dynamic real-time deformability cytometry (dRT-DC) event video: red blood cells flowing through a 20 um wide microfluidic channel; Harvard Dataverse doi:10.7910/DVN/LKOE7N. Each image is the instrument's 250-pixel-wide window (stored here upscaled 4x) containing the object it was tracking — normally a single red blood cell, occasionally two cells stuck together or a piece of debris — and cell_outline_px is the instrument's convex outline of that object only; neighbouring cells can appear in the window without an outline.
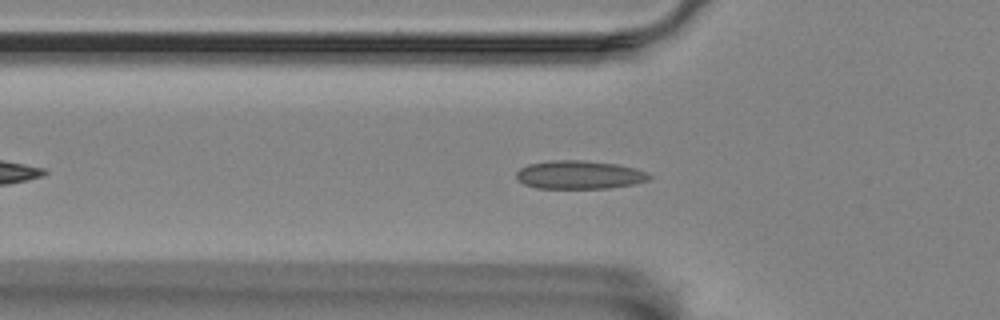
{"species": "Egyptian fruit bat (a non-hibernating species)", "species_latin": "Rousettus aegyptiacus", "temperature_condition": "room temperature", "stored_images_in_passage": 45, "camera_frame_rate_fps": 3000, "um_per_image_px": 0.085, "animal": {"sex": "female"}, "frame": {"image": 1, "passage_image": 10, "time_ms": 3.0, "image_size_px": [1000, 320], "cell_outline_px": [[652, 176], [648, 180], [636, 184], [608, 188], [536, 188], [524, 184], [516, 180], [516, 172], [520, 168], [528, 164], [552, 160], [584, 160], [616, 164], [636, 168]], "centroid_in_image_um": [49.22, 14.86], "position_along_channel_um": 76.6, "area_um2": 22.08}}
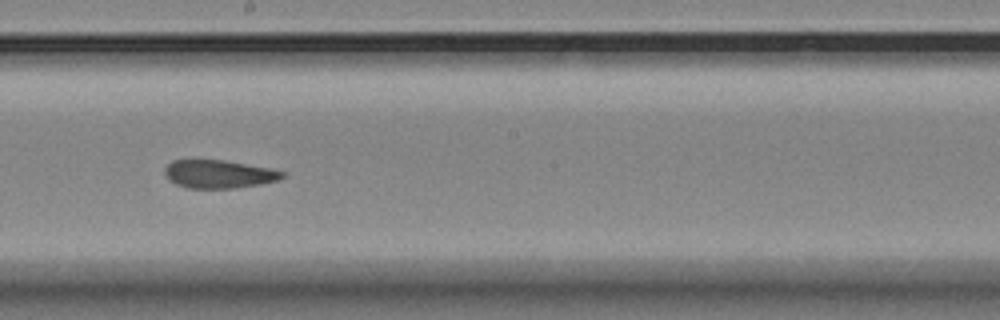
{"frame": {"image": 2, "passage_image": 23, "time_ms": 7.333, "image_size_px": [1000, 320], "cell_outline_px": [[288, 176], [280, 180], [260, 184], [236, 188], [188, 188], [176, 184], [168, 180], [164, 172], [164, 168], [172, 160], [224, 160], [272, 168], [284, 172]], "centroid_in_image_um": [18.64, 14.8], "position_along_channel_um": 229.6, "area_um2": 19.54}}
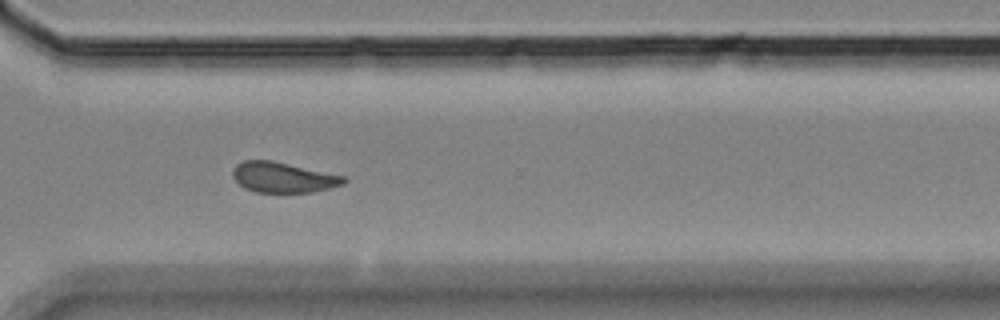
{"frame": {"image": 3, "passage_image": 33, "time_ms": 10.667, "image_size_px": [1000, 320], "cell_outline_px": [[348, 180], [344, 184], [312, 192], [256, 192], [244, 188], [232, 176], [232, 172], [236, 164], [244, 160], [272, 160], [344, 176]], "centroid_in_image_um": [24.05, 15.07], "position_along_channel_um": 346.6, "area_um2": 19.54}, "authors_computed_cell_mechanics": {"area_um2": 20.1722, "velocity_mm_per_s": 3.5142, "shape_relaxation_time_tau1_ms": null, "shape_relaxation_time_tau2_ms": 2.5627, "deformation_change_tau1": null, "deformation_change_tau2": 0.0635}}